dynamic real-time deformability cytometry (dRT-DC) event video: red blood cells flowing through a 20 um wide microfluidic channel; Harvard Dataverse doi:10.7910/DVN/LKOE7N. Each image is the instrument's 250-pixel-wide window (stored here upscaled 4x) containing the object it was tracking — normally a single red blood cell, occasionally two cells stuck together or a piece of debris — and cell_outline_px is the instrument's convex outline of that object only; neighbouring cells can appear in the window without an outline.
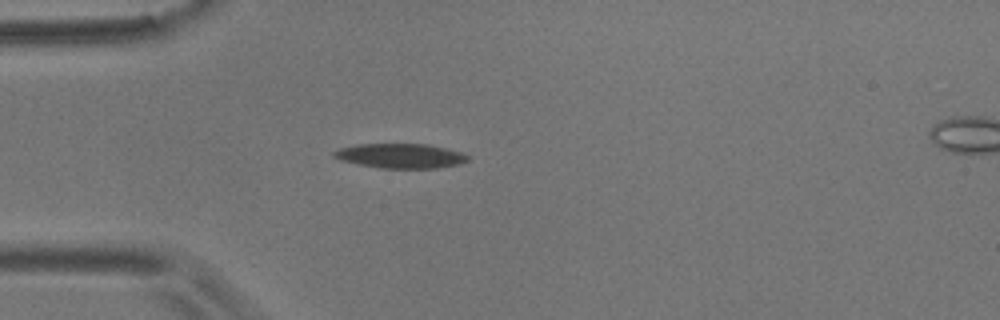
{"species": "common noctule bat (a hibernating species)", "species_latin": "Nyctalus noctula", "temperature_condition": "room temperature", "stored_images_in_passage": 5, "camera_frame_rate_fps": 3000, "um_per_image_px": 0.085, "animal": {"sex": "male", "body_mass_g": 17.9}, "frame": {"image": 1, "passage_image": 5, "time_ms": 1.333, "image_size_px": [1000, 320], "cell_outline_px": [[468, 160], [460, 164], [436, 168], [380, 168], [340, 160], [332, 156], [332, 152], [340, 148], [356, 144], [428, 144], [460, 152], [468, 156]], "centroid_in_image_um": [34.01, 13.24], "position_along_channel_um": 51.0, "area_um2": 19.07}}